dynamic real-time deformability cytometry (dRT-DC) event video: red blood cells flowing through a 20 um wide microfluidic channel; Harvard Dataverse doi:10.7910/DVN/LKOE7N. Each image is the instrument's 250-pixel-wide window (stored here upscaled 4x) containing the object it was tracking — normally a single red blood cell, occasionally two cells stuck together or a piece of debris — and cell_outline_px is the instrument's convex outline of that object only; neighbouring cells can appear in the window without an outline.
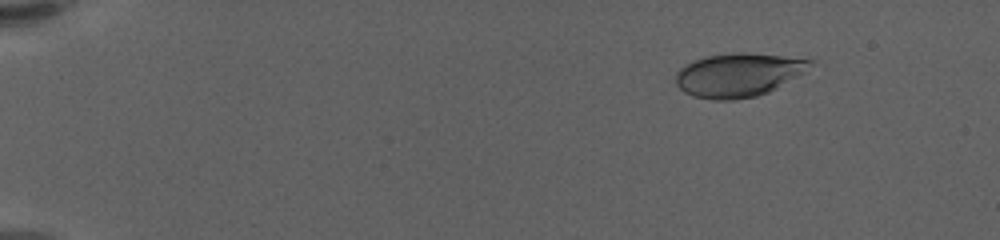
{"species": "human", "species_latin": "Homo sapiens", "temperature_condition": "warm", "stored_images_in_passage": 52, "camera_frame_rate_fps": 3000, "um_per_image_px": 0.085, "donor": {"sex": "female"}, "frame": {"image": 1, "passage_image": 1, "time_ms": 0.0, "image_size_px": [1000, 240], "cell_outline_px": [[820, 64], [768, 92], [756, 96], [732, 100], [712, 100], [692, 96], [684, 92], [676, 84], [676, 72], [684, 64], [692, 60], [704, 56], [736, 52], [744, 52], [816, 60]], "centroid_in_image_um": [62.79, 6.35], "position_along_channel_um": 22.2, "area_um2": 34.62}}
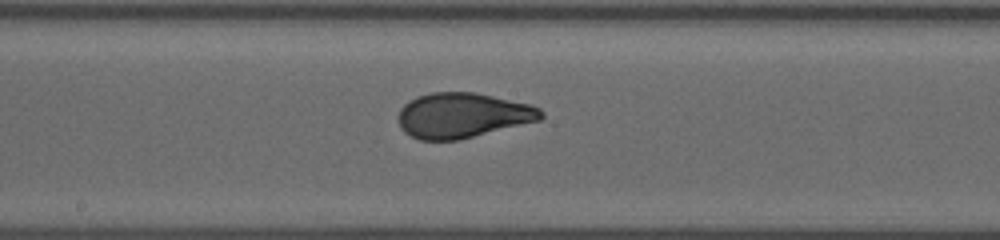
{"frame": {"image": 2, "passage_image": 27, "time_ms": 8.667, "image_size_px": [1000, 240], "cell_outline_px": [[544, 116], [540, 120], [460, 140], [420, 140], [404, 132], [400, 128], [396, 116], [400, 108], [408, 100], [416, 96], [432, 92], [472, 92], [492, 96], [528, 104], [540, 108], [544, 112]], "centroid_in_image_um": [39.27, 9.81], "position_along_channel_um": 208.9, "area_um2": 37.69}}
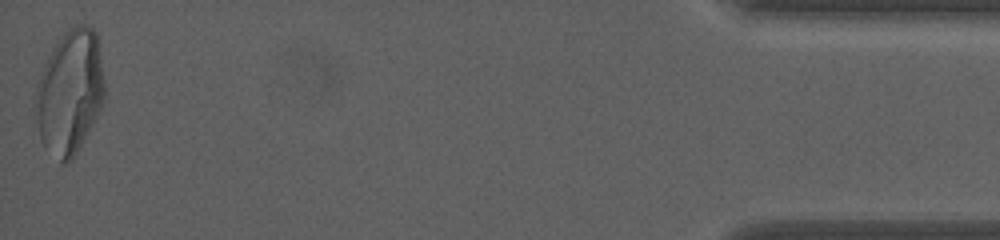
{"frame": {"image": 3, "passage_image": 52, "time_ms": 17.0, "image_size_px": [1000, 240], "cell_outline_px": [[104, 100], [100, 108], [72, 160], [64, 164], [60, 164], [44, 148], [40, 140], [32, 100], [44, 64], [52, 48], [64, 32], [68, 28], [76, 24], [88, 24], [96, 32], [104, 80]], "centroid_in_image_um": [5.89, 7.85], "position_along_channel_um": 429.3, "area_um2": 50.23}, "authors_computed_cell_mechanics": {"area_um2": 37.4255, "velocity_mm_per_s": 3.6079, "shape_relaxation_time_tau1_ms": 4.8141, "shape_relaxation_time_tau2_ms": null, "deformation_change_tau1": 0.2031, "deformation_change_tau2": null}}